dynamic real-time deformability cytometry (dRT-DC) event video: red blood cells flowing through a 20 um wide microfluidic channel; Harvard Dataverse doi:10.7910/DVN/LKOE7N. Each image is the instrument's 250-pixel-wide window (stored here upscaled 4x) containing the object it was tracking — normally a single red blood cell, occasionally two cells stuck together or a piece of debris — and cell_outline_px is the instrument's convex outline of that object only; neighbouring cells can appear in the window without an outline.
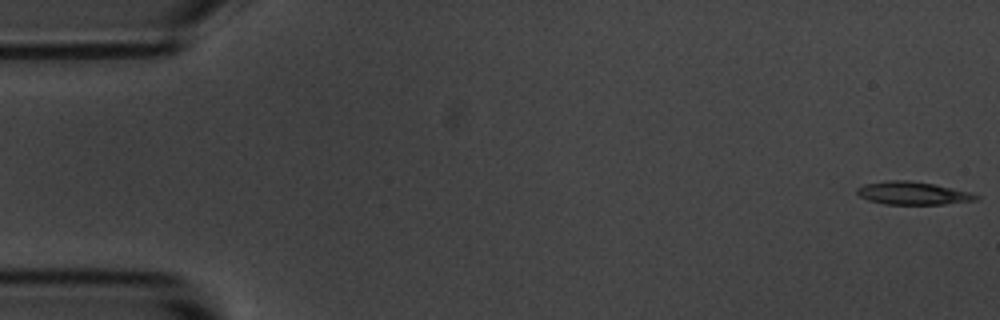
{"species": "common noctule bat (a hibernating species)", "species_latin": "Nyctalus noctula", "temperature_condition": "room temperature", "stored_images_in_passage": 2, "camera_frame_rate_fps": 3000, "um_per_image_px": 0.085, "animal": {"sex": "male", "body_mass_g": 20.1, "forearm_length_mm": 53.5}, "frame": {"image": 1, "passage_image": 2, "time_ms": 1.0, "image_size_px": [1000, 320], "cell_outline_px": [[980, 200], [944, 204], [884, 204], [868, 200], [860, 196], [856, 192], [856, 188], [864, 184], [888, 180], [908, 180], [932, 184], [968, 192], [980, 196]], "centroid_in_image_um": [77.56, 16.42], "position_along_channel_um": 7.4, "area_um2": 15.78}}